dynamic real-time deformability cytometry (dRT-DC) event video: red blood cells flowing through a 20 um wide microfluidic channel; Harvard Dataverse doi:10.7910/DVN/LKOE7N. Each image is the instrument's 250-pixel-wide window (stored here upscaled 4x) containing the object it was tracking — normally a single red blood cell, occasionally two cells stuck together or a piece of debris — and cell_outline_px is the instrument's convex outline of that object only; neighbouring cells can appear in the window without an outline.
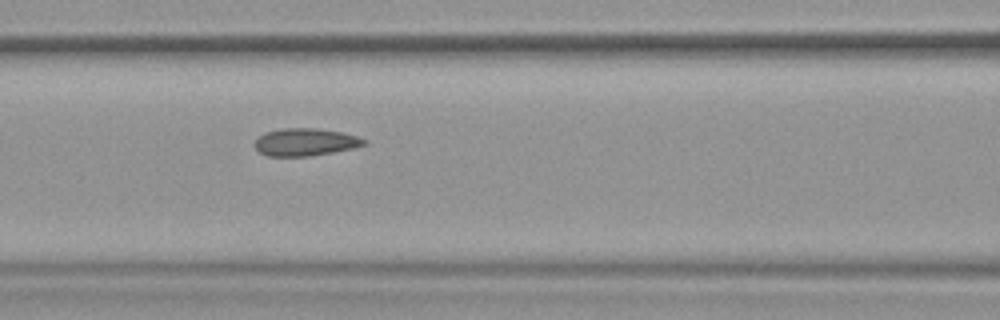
{"species": "common noctule bat (a hibernating species)", "species_latin": "Nyctalus noctula", "temperature_condition": "warm", "stored_images_in_passage": 30, "camera_frame_rate_fps": 3000, "um_per_image_px": 0.085, "animal": {"sex": "female", "body_mass_g": 19.9}, "frame": {"image": 1, "passage_image": 9, "time_ms": 2.667, "image_size_px": [1000, 320], "cell_outline_px": [[368, 144], [356, 148], [308, 156], [268, 156], [260, 152], [252, 144], [264, 132], [280, 128], [316, 128], [340, 132], [356, 136], [368, 140]], "centroid_in_image_um": [25.96, 12.07], "position_along_channel_um": 140.6, "area_um2": 17.63}}